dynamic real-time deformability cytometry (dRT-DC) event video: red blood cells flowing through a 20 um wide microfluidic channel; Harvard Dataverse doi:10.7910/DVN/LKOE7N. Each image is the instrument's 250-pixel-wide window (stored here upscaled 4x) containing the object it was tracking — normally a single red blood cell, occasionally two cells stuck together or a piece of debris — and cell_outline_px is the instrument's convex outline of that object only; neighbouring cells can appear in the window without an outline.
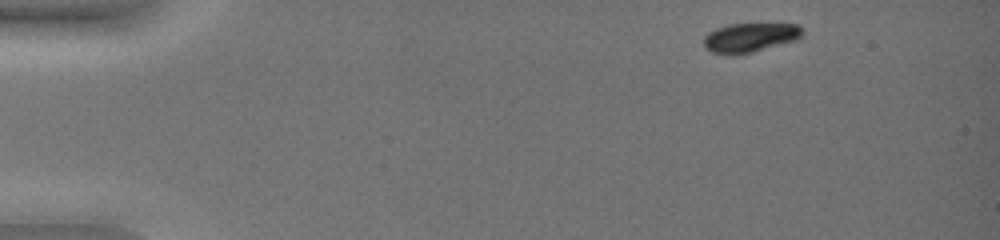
{"species": "common noctule bat (a hibernating species)", "species_latin": "Nyctalus noctula", "temperature_condition": "warm", "stored_images_in_passage": 44, "camera_frame_rate_fps": 3000, "um_per_image_px": 0.085, "animal": {"sex": "female", "body_mass_g": 19.0, "forearm_length_mm": 51.5}, "frame": {"image": 1, "passage_image": 1, "time_ms": 0.0, "image_size_px": [1000, 240], "cell_outline_px": [[804, 32], [796, 40], [752, 52], [732, 56], [728, 56], [712, 52], [704, 48], [704, 36], [708, 32], [716, 28], [728, 24], [800, 24]], "centroid_in_image_um": [63.71, 3.2], "position_along_channel_um": 21.3, "area_um2": 16.99}}
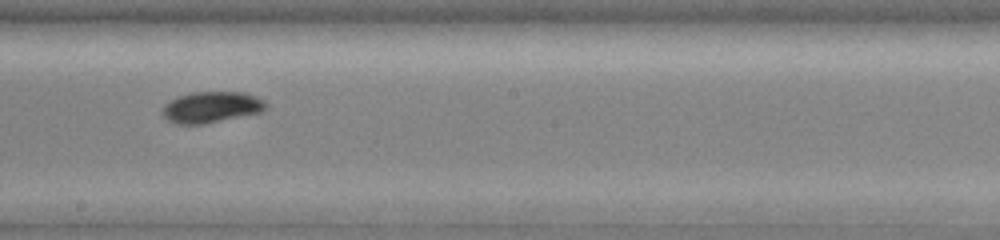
{"frame": {"image": 2, "passage_image": 25, "time_ms": 8.0, "image_size_px": [1000, 240], "cell_outline_px": [[268, 108], [260, 112], [204, 124], [176, 124], [168, 120], [160, 112], [164, 104], [176, 96], [192, 92], [244, 92], [256, 96], [264, 100], [268, 104]], "centroid_in_image_um": [17.95, 9.1], "position_along_channel_um": 230.2, "area_um2": 18.96}}
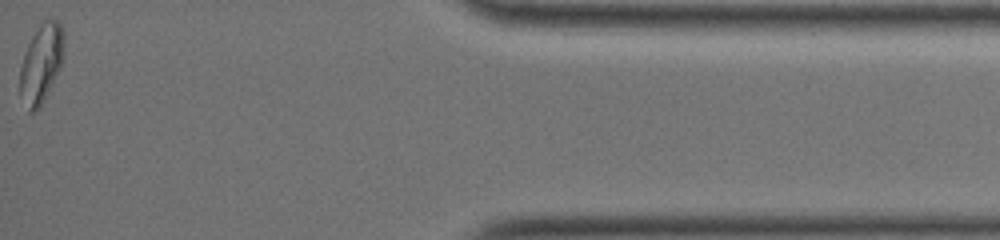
{"frame": {"image": 3, "passage_image": 44, "time_ms": 14.333, "image_size_px": [1000, 240], "cell_outline_px": [[64, 60], [40, 108], [32, 112], [20, 92], [20, 68], [28, 44], [32, 36], [44, 16], [52, 16], [60, 24], [64, 32]], "centroid_in_image_um": [3.56, 5.27], "position_along_channel_um": 431.6, "area_um2": 20.23}, "authors_computed_cell_mechanics": {"area_um2": 18.8428, "velocity_mm_per_s": 3.9701, "shape_relaxation_time_tau1_ms": 1.7835, "shape_relaxation_time_tau2_ms": null, "deformation_change_tau1": 0.0914, "deformation_change_tau2": null}}